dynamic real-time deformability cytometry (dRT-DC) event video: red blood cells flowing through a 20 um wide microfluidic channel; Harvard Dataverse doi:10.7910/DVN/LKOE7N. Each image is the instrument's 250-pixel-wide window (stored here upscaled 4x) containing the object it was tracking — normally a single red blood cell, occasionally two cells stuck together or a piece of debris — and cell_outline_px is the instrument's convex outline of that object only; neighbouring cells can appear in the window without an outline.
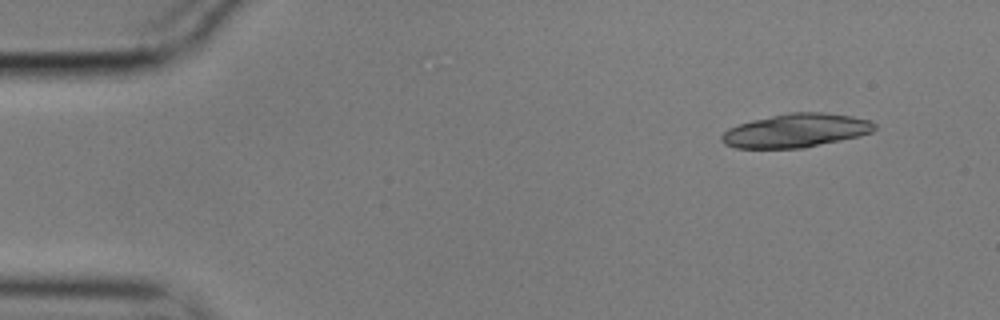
{"species": "common noctule bat (a hibernating species)", "species_latin": "Nyctalus noctula", "temperature_condition": "cold", "stored_images_in_passage": 24, "camera_frame_rate_fps": 3000, "um_per_image_px": 0.085, "animal": {"sex": "male", "body_mass_g": 17.9}, "frame": {"image": 1, "passage_image": 1, "time_ms": 0.0, "image_size_px": [1000, 320], "cell_outline_px": [[876, 128], [872, 132], [860, 136], [804, 148], [736, 148], [724, 144], [720, 140], [720, 136], [728, 128], [752, 120], [788, 112], [820, 112], [852, 116], [868, 120], [876, 124]], "centroid_in_image_um": [67.65, 11.1], "position_along_channel_um": 17.4, "area_um2": 30.06}}